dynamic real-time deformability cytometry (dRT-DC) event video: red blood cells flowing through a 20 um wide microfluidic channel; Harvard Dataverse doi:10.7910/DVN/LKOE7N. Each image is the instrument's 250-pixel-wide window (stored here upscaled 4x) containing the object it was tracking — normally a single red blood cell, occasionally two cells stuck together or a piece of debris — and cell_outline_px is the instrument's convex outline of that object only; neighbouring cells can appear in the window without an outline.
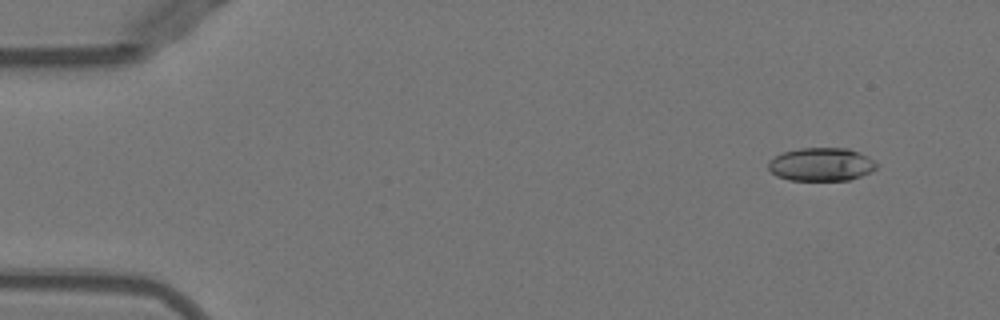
{"species": "Egyptian fruit bat (a non-hibernating species)", "species_latin": "Rousettus aegyptiacus", "temperature_condition": "warm", "stored_images_in_passage": 52, "camera_frame_rate_fps": 3000, "um_per_image_px": 0.085, "animal": {"sex": "female"}, "frame": {"image": 1, "passage_image": 5, "time_ms": 1.333, "image_size_px": [1000, 320], "cell_outline_px": [[876, 168], [872, 172], [848, 180], [788, 180], [776, 176], [768, 168], [768, 160], [780, 152], [800, 148], [848, 148], [868, 156], [876, 164]], "centroid_in_image_um": [69.76, 13.97], "position_along_channel_um": 15.2, "area_um2": 21.1}}
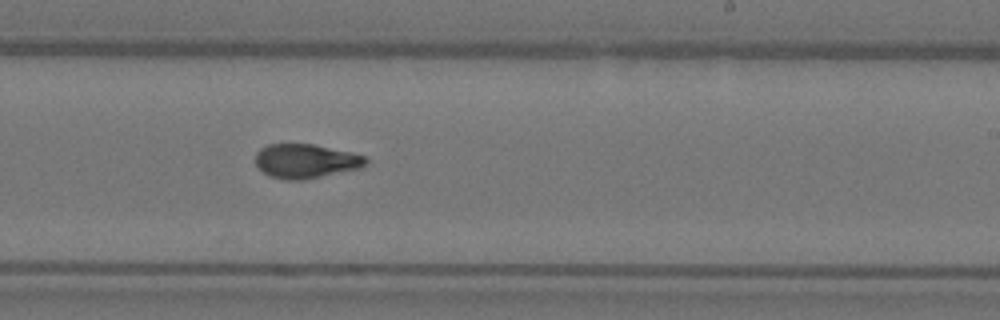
{"frame": {"image": 2, "passage_image": 32, "time_ms": 10.333, "image_size_px": [1000, 320], "cell_outline_px": [[368, 164], [360, 168], [300, 180], [284, 180], [272, 176], [264, 172], [256, 164], [256, 152], [260, 148], [268, 144], [312, 144], [352, 152], [364, 156], [368, 160]], "centroid_in_image_um": [25.99, 13.68], "position_along_channel_um": 263.0, "area_um2": 21.79}}
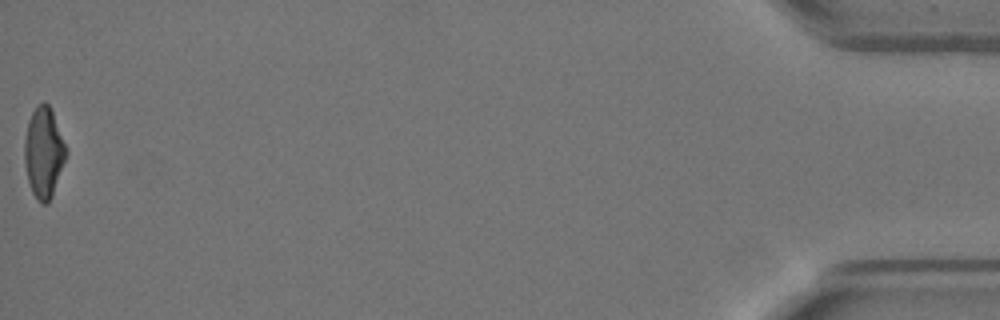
{"frame": {"image": 3, "passage_image": 52, "time_ms": 17.0, "image_size_px": [1000, 320], "cell_outline_px": [[68, 152], [52, 196], [44, 204], [40, 204], [36, 200], [32, 192], [28, 180], [24, 160], [24, 140], [28, 120], [32, 112], [44, 100], [48, 104], [52, 112]], "centroid_in_image_um": [3.7, 12.98], "position_along_channel_um": 431.5, "area_um2": 21.73}, "authors_computed_cell_mechanics": {"area_um2": 21.7617, "velocity_mm_per_s": 3.9933, "shape_relaxation_time_tau1_ms": 5.9807, "shape_relaxation_time_tau2_ms": 2.1652, "deformation_change_tau1": 0.2164, "deformation_change_tau2": 0.078}}